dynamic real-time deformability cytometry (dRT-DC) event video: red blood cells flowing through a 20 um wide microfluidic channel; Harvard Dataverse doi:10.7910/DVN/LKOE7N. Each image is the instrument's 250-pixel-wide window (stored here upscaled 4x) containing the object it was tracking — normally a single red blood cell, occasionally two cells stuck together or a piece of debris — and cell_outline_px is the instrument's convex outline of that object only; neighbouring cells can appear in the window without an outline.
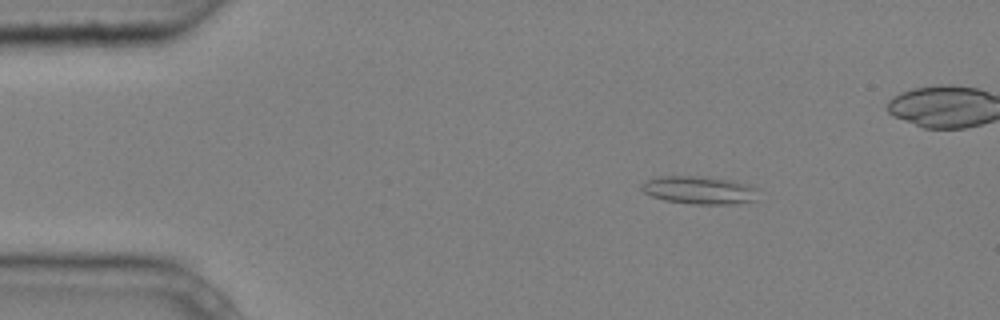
{"species": "common noctule bat (a hibernating species)", "species_latin": "Nyctalus noctula", "temperature_condition": "cold", "stored_images_in_passage": 4, "camera_frame_rate_fps": 3000, "um_per_image_px": 0.085, "animal": {"sex": "male", "body_mass_g": 20.4}, "frame": {"image": 1, "passage_image": 2, "time_ms": 0.333, "image_size_px": [1000, 320], "cell_outline_px": [[756, 200], [736, 204], [692, 204], [664, 200], [652, 196], [644, 192], [640, 188], [640, 184], [648, 180], [660, 176], [708, 176], [736, 180], [752, 184], [756, 188]], "centroid_in_image_um": [59.48, 16.14], "position_along_channel_um": 25.5, "area_um2": 19.36}}